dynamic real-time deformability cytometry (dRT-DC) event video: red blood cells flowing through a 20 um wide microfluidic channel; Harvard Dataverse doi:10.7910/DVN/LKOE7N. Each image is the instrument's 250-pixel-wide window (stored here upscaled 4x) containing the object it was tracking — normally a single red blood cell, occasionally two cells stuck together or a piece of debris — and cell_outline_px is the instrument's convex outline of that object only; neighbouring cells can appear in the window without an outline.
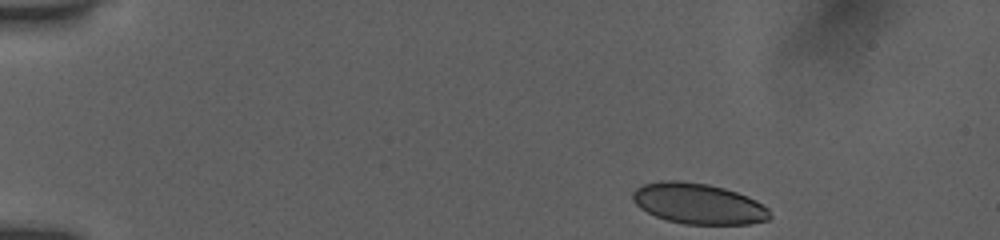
{"species": "human", "species_latin": "Homo sapiens", "temperature_condition": "room temperature", "stored_images_in_passage": 46, "camera_frame_rate_fps": 3000, "um_per_image_px": 0.085, "donor": {"sex": "female"}, "frame": {"image": 1, "passage_image": 1, "time_ms": 0.0, "image_size_px": [1000, 240], "cell_outline_px": [[772, 216], [768, 220], [748, 224], [684, 224], [668, 220], [656, 216], [640, 208], [632, 200], [632, 192], [636, 188], [644, 184], [660, 180], [680, 180], [708, 184], [724, 188], [736, 192], [756, 200], [768, 208]], "centroid_in_image_um": [59.36, 17.3], "position_along_channel_um": 25.6, "area_um2": 32.6}}
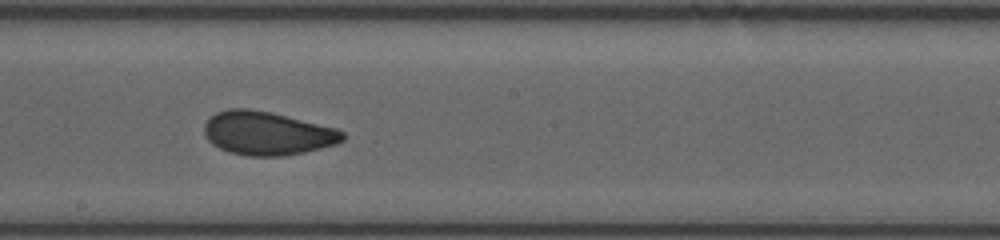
{"frame": {"image": 2, "passage_image": 24, "time_ms": 7.667, "image_size_px": [1000, 240], "cell_outline_px": [[344, 140], [336, 144], [304, 152], [284, 156], [248, 156], [228, 152], [212, 144], [204, 136], [204, 124], [216, 112], [228, 108], [248, 108], [272, 112], [336, 128], [344, 132]], "centroid_in_image_um": [22.69, 11.32], "position_along_channel_um": 225.5, "area_um2": 35.26}}
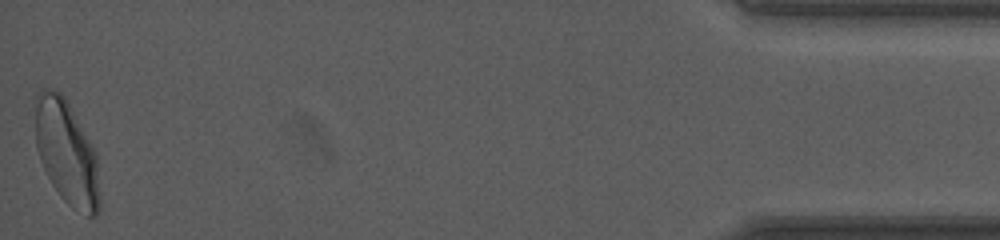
{"frame": {"image": 3, "passage_image": 46, "time_ms": 15.0, "image_size_px": [1000, 240], "cell_outline_px": [[100, 212], [96, 216], [88, 216], [72, 208], [60, 196], [52, 184], [40, 160], [36, 148], [36, 96], [40, 88], [56, 88], [64, 96], [96, 152], [100, 196]], "centroid_in_image_um": [5.67, 12.98], "position_along_channel_um": 429.5, "area_um2": 39.19}, "authors_computed_cell_mechanics": {"area_um2": 35.1135, "velocity_mm_per_s": 3.9081, "shape_relaxation_time_tau1_ms": 6.3077, "shape_relaxation_time_tau2_ms": 0.954, "deformation_change_tau1": 0.1604, "deformation_change_tau2": 0.063}}